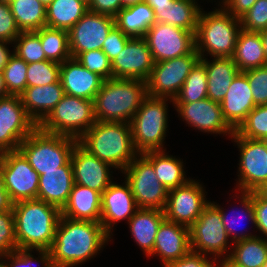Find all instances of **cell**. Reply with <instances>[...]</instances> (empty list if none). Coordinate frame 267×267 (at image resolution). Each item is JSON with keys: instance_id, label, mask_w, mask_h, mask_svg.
Segmentation results:
<instances>
[{"instance_id": "1", "label": "cell", "mask_w": 267, "mask_h": 267, "mask_svg": "<svg viewBox=\"0 0 267 267\" xmlns=\"http://www.w3.org/2000/svg\"><path fill=\"white\" fill-rule=\"evenodd\" d=\"M111 236L100 222L60 216L55 238L49 249L54 267H74L93 258Z\"/></svg>"}, {"instance_id": "2", "label": "cell", "mask_w": 267, "mask_h": 267, "mask_svg": "<svg viewBox=\"0 0 267 267\" xmlns=\"http://www.w3.org/2000/svg\"><path fill=\"white\" fill-rule=\"evenodd\" d=\"M17 248L50 249L61 216V210L45 201H19L12 207Z\"/></svg>"}, {"instance_id": "3", "label": "cell", "mask_w": 267, "mask_h": 267, "mask_svg": "<svg viewBox=\"0 0 267 267\" xmlns=\"http://www.w3.org/2000/svg\"><path fill=\"white\" fill-rule=\"evenodd\" d=\"M78 142L101 161L120 171L138 155L130 123L96 120Z\"/></svg>"}, {"instance_id": "4", "label": "cell", "mask_w": 267, "mask_h": 267, "mask_svg": "<svg viewBox=\"0 0 267 267\" xmlns=\"http://www.w3.org/2000/svg\"><path fill=\"white\" fill-rule=\"evenodd\" d=\"M146 96L144 80H105L94 99L95 119L101 122L130 123Z\"/></svg>"}, {"instance_id": "5", "label": "cell", "mask_w": 267, "mask_h": 267, "mask_svg": "<svg viewBox=\"0 0 267 267\" xmlns=\"http://www.w3.org/2000/svg\"><path fill=\"white\" fill-rule=\"evenodd\" d=\"M241 29L240 18L232 16L222 5L208 13L201 9L195 32V50L200 58H205L206 52L213 58L232 57Z\"/></svg>"}, {"instance_id": "6", "label": "cell", "mask_w": 267, "mask_h": 267, "mask_svg": "<svg viewBox=\"0 0 267 267\" xmlns=\"http://www.w3.org/2000/svg\"><path fill=\"white\" fill-rule=\"evenodd\" d=\"M174 100L147 95L130 121L132 140L138 154L164 151L168 122V103Z\"/></svg>"}, {"instance_id": "7", "label": "cell", "mask_w": 267, "mask_h": 267, "mask_svg": "<svg viewBox=\"0 0 267 267\" xmlns=\"http://www.w3.org/2000/svg\"><path fill=\"white\" fill-rule=\"evenodd\" d=\"M77 142L74 137L47 133L37 127L20 143L18 150L41 175V171L57 170L64 166L70 160Z\"/></svg>"}, {"instance_id": "8", "label": "cell", "mask_w": 267, "mask_h": 267, "mask_svg": "<svg viewBox=\"0 0 267 267\" xmlns=\"http://www.w3.org/2000/svg\"><path fill=\"white\" fill-rule=\"evenodd\" d=\"M96 122L94 101L65 94L38 124L44 132L80 139Z\"/></svg>"}, {"instance_id": "9", "label": "cell", "mask_w": 267, "mask_h": 267, "mask_svg": "<svg viewBox=\"0 0 267 267\" xmlns=\"http://www.w3.org/2000/svg\"><path fill=\"white\" fill-rule=\"evenodd\" d=\"M189 232L191 251L207 256L212 254V258L215 257L216 260L221 256L223 260L228 259L227 252L232 250L228 249V244L233 243L228 240L229 236L224 228L220 211L211 201L189 227Z\"/></svg>"}, {"instance_id": "10", "label": "cell", "mask_w": 267, "mask_h": 267, "mask_svg": "<svg viewBox=\"0 0 267 267\" xmlns=\"http://www.w3.org/2000/svg\"><path fill=\"white\" fill-rule=\"evenodd\" d=\"M121 173L125 174L138 208L164 211L168 189L159 182L153 165L142 154H138Z\"/></svg>"}, {"instance_id": "11", "label": "cell", "mask_w": 267, "mask_h": 267, "mask_svg": "<svg viewBox=\"0 0 267 267\" xmlns=\"http://www.w3.org/2000/svg\"><path fill=\"white\" fill-rule=\"evenodd\" d=\"M199 61L200 56L194 50L191 54L155 63L146 80L147 95L174 100Z\"/></svg>"}, {"instance_id": "12", "label": "cell", "mask_w": 267, "mask_h": 267, "mask_svg": "<svg viewBox=\"0 0 267 267\" xmlns=\"http://www.w3.org/2000/svg\"><path fill=\"white\" fill-rule=\"evenodd\" d=\"M0 169L11 202L37 199L39 174L19 151L0 154Z\"/></svg>"}, {"instance_id": "13", "label": "cell", "mask_w": 267, "mask_h": 267, "mask_svg": "<svg viewBox=\"0 0 267 267\" xmlns=\"http://www.w3.org/2000/svg\"><path fill=\"white\" fill-rule=\"evenodd\" d=\"M37 127L27 114L20 96L0 98V154L18 150L20 143Z\"/></svg>"}, {"instance_id": "14", "label": "cell", "mask_w": 267, "mask_h": 267, "mask_svg": "<svg viewBox=\"0 0 267 267\" xmlns=\"http://www.w3.org/2000/svg\"><path fill=\"white\" fill-rule=\"evenodd\" d=\"M144 39L155 63L191 54L195 50V33L166 23L155 22Z\"/></svg>"}, {"instance_id": "15", "label": "cell", "mask_w": 267, "mask_h": 267, "mask_svg": "<svg viewBox=\"0 0 267 267\" xmlns=\"http://www.w3.org/2000/svg\"><path fill=\"white\" fill-rule=\"evenodd\" d=\"M240 151L239 191L251 192L267 182V147L263 140L248 139L236 132L231 137Z\"/></svg>"}, {"instance_id": "16", "label": "cell", "mask_w": 267, "mask_h": 267, "mask_svg": "<svg viewBox=\"0 0 267 267\" xmlns=\"http://www.w3.org/2000/svg\"><path fill=\"white\" fill-rule=\"evenodd\" d=\"M205 192L202 184L193 179L168 190L164 209L166 220L190 227L210 203L205 199Z\"/></svg>"}, {"instance_id": "17", "label": "cell", "mask_w": 267, "mask_h": 267, "mask_svg": "<svg viewBox=\"0 0 267 267\" xmlns=\"http://www.w3.org/2000/svg\"><path fill=\"white\" fill-rule=\"evenodd\" d=\"M115 26L114 17L87 11L68 31L71 57L79 53L101 50L110 30Z\"/></svg>"}, {"instance_id": "18", "label": "cell", "mask_w": 267, "mask_h": 267, "mask_svg": "<svg viewBox=\"0 0 267 267\" xmlns=\"http://www.w3.org/2000/svg\"><path fill=\"white\" fill-rule=\"evenodd\" d=\"M154 64L144 37L130 38L124 49L111 62L112 78L146 81Z\"/></svg>"}, {"instance_id": "19", "label": "cell", "mask_w": 267, "mask_h": 267, "mask_svg": "<svg viewBox=\"0 0 267 267\" xmlns=\"http://www.w3.org/2000/svg\"><path fill=\"white\" fill-rule=\"evenodd\" d=\"M183 121L204 133L227 134L232 137L235 130L227 123L219 102L205 98L193 103H174Z\"/></svg>"}, {"instance_id": "20", "label": "cell", "mask_w": 267, "mask_h": 267, "mask_svg": "<svg viewBox=\"0 0 267 267\" xmlns=\"http://www.w3.org/2000/svg\"><path fill=\"white\" fill-rule=\"evenodd\" d=\"M70 161L75 184L91 188L102 194L113 182L110 170L114 167L91 154L79 142L73 148Z\"/></svg>"}, {"instance_id": "21", "label": "cell", "mask_w": 267, "mask_h": 267, "mask_svg": "<svg viewBox=\"0 0 267 267\" xmlns=\"http://www.w3.org/2000/svg\"><path fill=\"white\" fill-rule=\"evenodd\" d=\"M138 209L128 182L120 185L113 181L102 193L100 223L111 236L113 225L123 219L129 221Z\"/></svg>"}, {"instance_id": "22", "label": "cell", "mask_w": 267, "mask_h": 267, "mask_svg": "<svg viewBox=\"0 0 267 267\" xmlns=\"http://www.w3.org/2000/svg\"><path fill=\"white\" fill-rule=\"evenodd\" d=\"M190 251L189 227L165 219L157 231L153 251L147 257L159 256L165 266Z\"/></svg>"}, {"instance_id": "23", "label": "cell", "mask_w": 267, "mask_h": 267, "mask_svg": "<svg viewBox=\"0 0 267 267\" xmlns=\"http://www.w3.org/2000/svg\"><path fill=\"white\" fill-rule=\"evenodd\" d=\"M60 80L65 94L93 101L105 81L73 57L60 64Z\"/></svg>"}, {"instance_id": "24", "label": "cell", "mask_w": 267, "mask_h": 267, "mask_svg": "<svg viewBox=\"0 0 267 267\" xmlns=\"http://www.w3.org/2000/svg\"><path fill=\"white\" fill-rule=\"evenodd\" d=\"M220 105L225 120L234 130L256 106L247 75L244 72H239L233 79Z\"/></svg>"}, {"instance_id": "25", "label": "cell", "mask_w": 267, "mask_h": 267, "mask_svg": "<svg viewBox=\"0 0 267 267\" xmlns=\"http://www.w3.org/2000/svg\"><path fill=\"white\" fill-rule=\"evenodd\" d=\"M73 185V167L69 160L57 170L41 171L37 199L62 210L69 200Z\"/></svg>"}, {"instance_id": "26", "label": "cell", "mask_w": 267, "mask_h": 267, "mask_svg": "<svg viewBox=\"0 0 267 267\" xmlns=\"http://www.w3.org/2000/svg\"><path fill=\"white\" fill-rule=\"evenodd\" d=\"M64 95L65 91L59 80L49 85L26 87L20 98L27 114L38 125Z\"/></svg>"}, {"instance_id": "27", "label": "cell", "mask_w": 267, "mask_h": 267, "mask_svg": "<svg viewBox=\"0 0 267 267\" xmlns=\"http://www.w3.org/2000/svg\"><path fill=\"white\" fill-rule=\"evenodd\" d=\"M102 194L85 186L75 184L61 215L74 220L100 222Z\"/></svg>"}, {"instance_id": "28", "label": "cell", "mask_w": 267, "mask_h": 267, "mask_svg": "<svg viewBox=\"0 0 267 267\" xmlns=\"http://www.w3.org/2000/svg\"><path fill=\"white\" fill-rule=\"evenodd\" d=\"M211 61L207 58H200L207 73V98L220 103L240 71L232 57H214Z\"/></svg>"}, {"instance_id": "29", "label": "cell", "mask_w": 267, "mask_h": 267, "mask_svg": "<svg viewBox=\"0 0 267 267\" xmlns=\"http://www.w3.org/2000/svg\"><path fill=\"white\" fill-rule=\"evenodd\" d=\"M165 219L162 210L139 208L128 221L130 232L145 255L153 251L157 231Z\"/></svg>"}, {"instance_id": "30", "label": "cell", "mask_w": 267, "mask_h": 267, "mask_svg": "<svg viewBox=\"0 0 267 267\" xmlns=\"http://www.w3.org/2000/svg\"><path fill=\"white\" fill-rule=\"evenodd\" d=\"M114 19L115 25L131 38L144 37L156 22L155 12L146 1L123 7Z\"/></svg>"}, {"instance_id": "31", "label": "cell", "mask_w": 267, "mask_h": 267, "mask_svg": "<svg viewBox=\"0 0 267 267\" xmlns=\"http://www.w3.org/2000/svg\"><path fill=\"white\" fill-rule=\"evenodd\" d=\"M202 8L196 0H173L169 6L153 8L156 22L196 32L198 17Z\"/></svg>"}, {"instance_id": "32", "label": "cell", "mask_w": 267, "mask_h": 267, "mask_svg": "<svg viewBox=\"0 0 267 267\" xmlns=\"http://www.w3.org/2000/svg\"><path fill=\"white\" fill-rule=\"evenodd\" d=\"M232 59L240 72L267 65L260 32L241 29Z\"/></svg>"}, {"instance_id": "33", "label": "cell", "mask_w": 267, "mask_h": 267, "mask_svg": "<svg viewBox=\"0 0 267 267\" xmlns=\"http://www.w3.org/2000/svg\"><path fill=\"white\" fill-rule=\"evenodd\" d=\"M165 151H150L142 155L153 165L159 182L170 190L184 185L191 178H185L182 160L168 155Z\"/></svg>"}, {"instance_id": "34", "label": "cell", "mask_w": 267, "mask_h": 267, "mask_svg": "<svg viewBox=\"0 0 267 267\" xmlns=\"http://www.w3.org/2000/svg\"><path fill=\"white\" fill-rule=\"evenodd\" d=\"M87 11L80 0H53L46 7V26L69 31Z\"/></svg>"}, {"instance_id": "35", "label": "cell", "mask_w": 267, "mask_h": 267, "mask_svg": "<svg viewBox=\"0 0 267 267\" xmlns=\"http://www.w3.org/2000/svg\"><path fill=\"white\" fill-rule=\"evenodd\" d=\"M231 247L227 260L235 267H262L267 261V240L262 236L234 242Z\"/></svg>"}, {"instance_id": "36", "label": "cell", "mask_w": 267, "mask_h": 267, "mask_svg": "<svg viewBox=\"0 0 267 267\" xmlns=\"http://www.w3.org/2000/svg\"><path fill=\"white\" fill-rule=\"evenodd\" d=\"M21 32L46 26V7L39 0H7Z\"/></svg>"}, {"instance_id": "37", "label": "cell", "mask_w": 267, "mask_h": 267, "mask_svg": "<svg viewBox=\"0 0 267 267\" xmlns=\"http://www.w3.org/2000/svg\"><path fill=\"white\" fill-rule=\"evenodd\" d=\"M35 32L48 60L61 64L71 58L68 31L45 26Z\"/></svg>"}, {"instance_id": "38", "label": "cell", "mask_w": 267, "mask_h": 267, "mask_svg": "<svg viewBox=\"0 0 267 267\" xmlns=\"http://www.w3.org/2000/svg\"><path fill=\"white\" fill-rule=\"evenodd\" d=\"M207 73L199 61L191 70L174 103H193L207 98Z\"/></svg>"}, {"instance_id": "39", "label": "cell", "mask_w": 267, "mask_h": 267, "mask_svg": "<svg viewBox=\"0 0 267 267\" xmlns=\"http://www.w3.org/2000/svg\"><path fill=\"white\" fill-rule=\"evenodd\" d=\"M239 193H240V196L238 197V198H240L239 202L242 205V208H243L242 210H244L241 212H244V213L240 214L241 212L240 213L235 212L237 214L236 216L233 213L234 214V220H232L231 222H230V220L228 221V219H229L228 214L224 212L223 207L221 208L220 205H218L217 203L211 202L220 211L221 216H222V222L224 224V228L226 229L227 235L229 236V238H231V242H233V243L240 241V240L252 238V237H255L257 235V234L253 235L251 233L246 234L243 232L238 233L234 229V228H236L235 224H236L237 219H239L240 215L241 216L246 215L245 217H247L251 221V223L254 224V226H256L255 225L256 224L255 211H254V207H253V191H251V192L241 191Z\"/></svg>"}, {"instance_id": "40", "label": "cell", "mask_w": 267, "mask_h": 267, "mask_svg": "<svg viewBox=\"0 0 267 267\" xmlns=\"http://www.w3.org/2000/svg\"><path fill=\"white\" fill-rule=\"evenodd\" d=\"M28 64L16 54L9 57L3 69L4 83L9 95L20 96L27 87Z\"/></svg>"}, {"instance_id": "41", "label": "cell", "mask_w": 267, "mask_h": 267, "mask_svg": "<svg viewBox=\"0 0 267 267\" xmlns=\"http://www.w3.org/2000/svg\"><path fill=\"white\" fill-rule=\"evenodd\" d=\"M235 132L248 139H267V105L255 106Z\"/></svg>"}, {"instance_id": "42", "label": "cell", "mask_w": 267, "mask_h": 267, "mask_svg": "<svg viewBox=\"0 0 267 267\" xmlns=\"http://www.w3.org/2000/svg\"><path fill=\"white\" fill-rule=\"evenodd\" d=\"M13 53L27 64L48 60L41 45L40 36L35 32H21L13 42Z\"/></svg>"}, {"instance_id": "43", "label": "cell", "mask_w": 267, "mask_h": 267, "mask_svg": "<svg viewBox=\"0 0 267 267\" xmlns=\"http://www.w3.org/2000/svg\"><path fill=\"white\" fill-rule=\"evenodd\" d=\"M60 80V63L43 60L29 63L27 67V87L44 86Z\"/></svg>"}, {"instance_id": "44", "label": "cell", "mask_w": 267, "mask_h": 267, "mask_svg": "<svg viewBox=\"0 0 267 267\" xmlns=\"http://www.w3.org/2000/svg\"><path fill=\"white\" fill-rule=\"evenodd\" d=\"M32 251H34V249L17 248L15 251L0 256V261L4 264L5 267H33L35 261L39 262L40 264L42 263V266L44 267H54L50 250L35 249V251L39 252L40 255L38 256L40 257L38 259L34 258L35 256L32 255Z\"/></svg>"}, {"instance_id": "45", "label": "cell", "mask_w": 267, "mask_h": 267, "mask_svg": "<svg viewBox=\"0 0 267 267\" xmlns=\"http://www.w3.org/2000/svg\"><path fill=\"white\" fill-rule=\"evenodd\" d=\"M75 59L87 70L97 73L105 80L112 78L111 61L102 50L79 53Z\"/></svg>"}, {"instance_id": "46", "label": "cell", "mask_w": 267, "mask_h": 267, "mask_svg": "<svg viewBox=\"0 0 267 267\" xmlns=\"http://www.w3.org/2000/svg\"><path fill=\"white\" fill-rule=\"evenodd\" d=\"M241 28L249 32H261L267 29V0H257L243 16L240 17Z\"/></svg>"}, {"instance_id": "47", "label": "cell", "mask_w": 267, "mask_h": 267, "mask_svg": "<svg viewBox=\"0 0 267 267\" xmlns=\"http://www.w3.org/2000/svg\"><path fill=\"white\" fill-rule=\"evenodd\" d=\"M17 249L13 210L0 212V256Z\"/></svg>"}, {"instance_id": "48", "label": "cell", "mask_w": 267, "mask_h": 267, "mask_svg": "<svg viewBox=\"0 0 267 267\" xmlns=\"http://www.w3.org/2000/svg\"><path fill=\"white\" fill-rule=\"evenodd\" d=\"M256 106L267 105V65L244 71Z\"/></svg>"}, {"instance_id": "49", "label": "cell", "mask_w": 267, "mask_h": 267, "mask_svg": "<svg viewBox=\"0 0 267 267\" xmlns=\"http://www.w3.org/2000/svg\"><path fill=\"white\" fill-rule=\"evenodd\" d=\"M21 33L7 0H0V41L13 43Z\"/></svg>"}, {"instance_id": "50", "label": "cell", "mask_w": 267, "mask_h": 267, "mask_svg": "<svg viewBox=\"0 0 267 267\" xmlns=\"http://www.w3.org/2000/svg\"><path fill=\"white\" fill-rule=\"evenodd\" d=\"M131 37L125 35L116 25L110 30L103 43L102 51L112 62L116 56L124 49Z\"/></svg>"}, {"instance_id": "51", "label": "cell", "mask_w": 267, "mask_h": 267, "mask_svg": "<svg viewBox=\"0 0 267 267\" xmlns=\"http://www.w3.org/2000/svg\"><path fill=\"white\" fill-rule=\"evenodd\" d=\"M207 258V255L190 251L182 258L167 263L164 267H214L217 260L211 258L210 261Z\"/></svg>"}, {"instance_id": "52", "label": "cell", "mask_w": 267, "mask_h": 267, "mask_svg": "<svg viewBox=\"0 0 267 267\" xmlns=\"http://www.w3.org/2000/svg\"><path fill=\"white\" fill-rule=\"evenodd\" d=\"M253 207L255 211V228L267 240V200L262 198L256 191H253Z\"/></svg>"}, {"instance_id": "53", "label": "cell", "mask_w": 267, "mask_h": 267, "mask_svg": "<svg viewBox=\"0 0 267 267\" xmlns=\"http://www.w3.org/2000/svg\"><path fill=\"white\" fill-rule=\"evenodd\" d=\"M121 0H91L88 10L115 17V15L122 9Z\"/></svg>"}, {"instance_id": "54", "label": "cell", "mask_w": 267, "mask_h": 267, "mask_svg": "<svg viewBox=\"0 0 267 267\" xmlns=\"http://www.w3.org/2000/svg\"><path fill=\"white\" fill-rule=\"evenodd\" d=\"M257 0H222L223 8L232 16L240 18L254 5Z\"/></svg>"}, {"instance_id": "55", "label": "cell", "mask_w": 267, "mask_h": 267, "mask_svg": "<svg viewBox=\"0 0 267 267\" xmlns=\"http://www.w3.org/2000/svg\"><path fill=\"white\" fill-rule=\"evenodd\" d=\"M13 203L5 189L4 176L0 169V212L11 210Z\"/></svg>"}, {"instance_id": "56", "label": "cell", "mask_w": 267, "mask_h": 267, "mask_svg": "<svg viewBox=\"0 0 267 267\" xmlns=\"http://www.w3.org/2000/svg\"><path fill=\"white\" fill-rule=\"evenodd\" d=\"M10 44L13 43L0 41V71H3L5 65L8 63L9 57L13 54V52L7 48V45Z\"/></svg>"}, {"instance_id": "57", "label": "cell", "mask_w": 267, "mask_h": 267, "mask_svg": "<svg viewBox=\"0 0 267 267\" xmlns=\"http://www.w3.org/2000/svg\"><path fill=\"white\" fill-rule=\"evenodd\" d=\"M152 8L169 6L173 0H145Z\"/></svg>"}, {"instance_id": "58", "label": "cell", "mask_w": 267, "mask_h": 267, "mask_svg": "<svg viewBox=\"0 0 267 267\" xmlns=\"http://www.w3.org/2000/svg\"><path fill=\"white\" fill-rule=\"evenodd\" d=\"M8 92L4 83V75L3 72L0 71V98L8 96Z\"/></svg>"}, {"instance_id": "59", "label": "cell", "mask_w": 267, "mask_h": 267, "mask_svg": "<svg viewBox=\"0 0 267 267\" xmlns=\"http://www.w3.org/2000/svg\"><path fill=\"white\" fill-rule=\"evenodd\" d=\"M264 53L267 59V29L260 32Z\"/></svg>"}, {"instance_id": "60", "label": "cell", "mask_w": 267, "mask_h": 267, "mask_svg": "<svg viewBox=\"0 0 267 267\" xmlns=\"http://www.w3.org/2000/svg\"><path fill=\"white\" fill-rule=\"evenodd\" d=\"M262 198L267 200V182L263 183L257 190H255Z\"/></svg>"}, {"instance_id": "61", "label": "cell", "mask_w": 267, "mask_h": 267, "mask_svg": "<svg viewBox=\"0 0 267 267\" xmlns=\"http://www.w3.org/2000/svg\"><path fill=\"white\" fill-rule=\"evenodd\" d=\"M221 261V262H220ZM217 260L214 267H235L232 263H230L227 259ZM220 263V264H219Z\"/></svg>"}, {"instance_id": "62", "label": "cell", "mask_w": 267, "mask_h": 267, "mask_svg": "<svg viewBox=\"0 0 267 267\" xmlns=\"http://www.w3.org/2000/svg\"><path fill=\"white\" fill-rule=\"evenodd\" d=\"M143 1L145 0H121V3H122V7H127V6L134 5V4L143 2Z\"/></svg>"}, {"instance_id": "63", "label": "cell", "mask_w": 267, "mask_h": 267, "mask_svg": "<svg viewBox=\"0 0 267 267\" xmlns=\"http://www.w3.org/2000/svg\"><path fill=\"white\" fill-rule=\"evenodd\" d=\"M45 7H47L53 0H39Z\"/></svg>"}, {"instance_id": "64", "label": "cell", "mask_w": 267, "mask_h": 267, "mask_svg": "<svg viewBox=\"0 0 267 267\" xmlns=\"http://www.w3.org/2000/svg\"><path fill=\"white\" fill-rule=\"evenodd\" d=\"M80 1H82L84 4H86L87 6H89V4H90V2H91V0H80Z\"/></svg>"}, {"instance_id": "65", "label": "cell", "mask_w": 267, "mask_h": 267, "mask_svg": "<svg viewBox=\"0 0 267 267\" xmlns=\"http://www.w3.org/2000/svg\"><path fill=\"white\" fill-rule=\"evenodd\" d=\"M262 267H267V261L263 264Z\"/></svg>"}, {"instance_id": "66", "label": "cell", "mask_w": 267, "mask_h": 267, "mask_svg": "<svg viewBox=\"0 0 267 267\" xmlns=\"http://www.w3.org/2000/svg\"><path fill=\"white\" fill-rule=\"evenodd\" d=\"M0 267H5L4 264L0 261Z\"/></svg>"}, {"instance_id": "67", "label": "cell", "mask_w": 267, "mask_h": 267, "mask_svg": "<svg viewBox=\"0 0 267 267\" xmlns=\"http://www.w3.org/2000/svg\"><path fill=\"white\" fill-rule=\"evenodd\" d=\"M263 141L265 142V145H266V147H267V139H264Z\"/></svg>"}]
</instances>
